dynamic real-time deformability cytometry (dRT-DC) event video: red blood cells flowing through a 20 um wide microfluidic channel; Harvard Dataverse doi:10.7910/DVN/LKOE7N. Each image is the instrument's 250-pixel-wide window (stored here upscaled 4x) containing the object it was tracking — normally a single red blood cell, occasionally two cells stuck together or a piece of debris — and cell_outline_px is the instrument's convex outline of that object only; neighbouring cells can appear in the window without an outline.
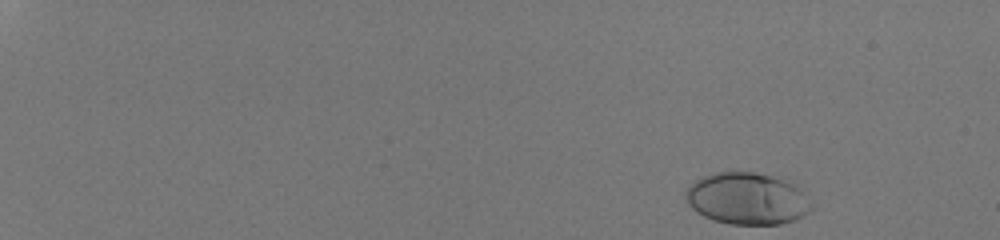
{"species": "human", "species_latin": "Homo sapiens", "temperature_condition": "room temperature", "stored_images_in_passage": 43, "camera_frame_rate_fps": 3000, "um_per_image_px": 0.085, "donor": {"sex": "male"}, "frame": {"image": 1, "passage_image": 1, "time_ms": 0.0, "image_size_px": [1000, 240], "cell_outline_px": [[812, 208], [808, 212], [796, 220], [780, 224], [728, 224], [712, 220], [696, 212], [688, 204], [684, 196], [684, 192], [696, 180], [712, 172], [752, 172], [780, 176], [792, 184], [812, 200]], "centroid_in_image_um": [63.51, 16.88], "position_along_channel_um": 21.5, "area_um2": 38.32}}
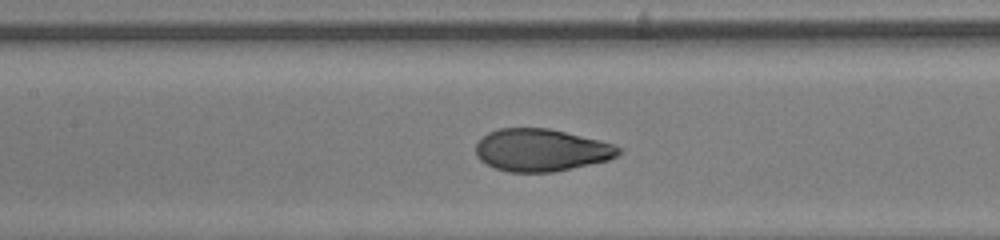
{"frame": {"image": 2, "passage_image": 25, "time_ms": 8.0, "image_size_px": [1000, 240], "cell_outline_px": [[624, 148], [616, 156], [608, 160], [552, 172], [508, 172], [496, 168], [480, 160], [476, 156], [476, 144], [488, 132], [500, 128], [548, 128], [600, 140]], "centroid_in_image_um": [46.0, 12.75], "position_along_channel_um": 161.4, "area_um2": 35.08}}
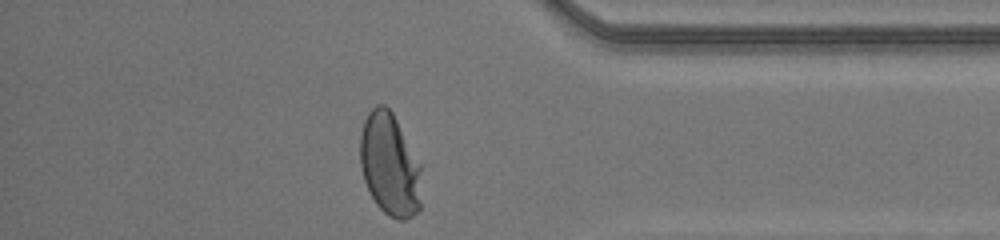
{"frame": {"image": 3, "passage_image": 43, "time_ms": 14.0, "image_size_px": [1000, 240], "cell_outline_px": [[420, 208], [412, 216], [404, 220], [396, 220], [388, 216], [376, 204], [364, 180], [360, 164], [360, 136], [364, 120], [368, 112], [376, 104], [384, 104], [392, 112], [420, 164]], "centroid_in_image_um": [33.11, 14.0], "position_along_channel_um": 402.1, "area_um2": 36.53}, "authors_computed_cell_mechanics": {"area_um2": 36.125, "velocity_mm_per_s": 4.1712, "shape_relaxation_time_tau1_ms": 3.9075, "shape_relaxation_time_tau2_ms": null, "deformation_change_tau1": 0.2057, "deformation_change_tau2": null}}